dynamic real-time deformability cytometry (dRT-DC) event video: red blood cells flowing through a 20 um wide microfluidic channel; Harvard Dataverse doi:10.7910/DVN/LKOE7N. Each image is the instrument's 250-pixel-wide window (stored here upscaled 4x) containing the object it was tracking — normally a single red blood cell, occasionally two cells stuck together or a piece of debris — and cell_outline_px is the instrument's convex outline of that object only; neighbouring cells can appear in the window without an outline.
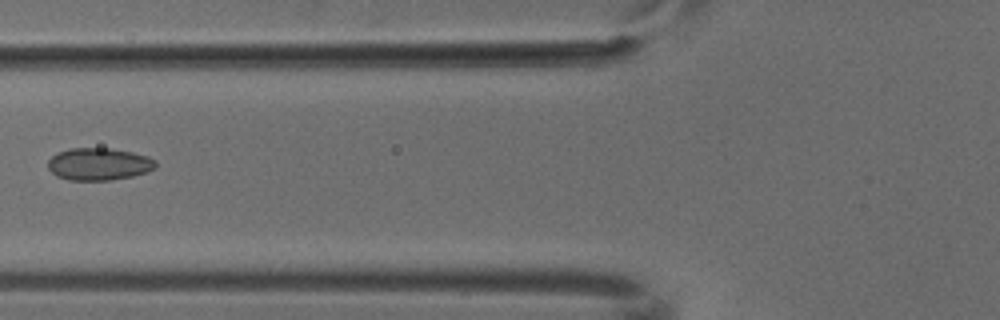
{"species": "common noctule bat (a hibernating species)", "species_latin": "Nyctalus noctula", "temperature_condition": "cold", "stored_images_in_passage": 6, "camera_frame_rate_fps": 3000, "um_per_image_px": 0.085, "animal": {"sex": "male", "body_mass_g": 18.8}, "frame": {"image": 1, "passage_image": 5, "time_ms": 1.333, "image_size_px": [1000, 320], "cell_outline_px": [[156, 168], [148, 172], [132, 176], [112, 180], [68, 180], [56, 176], [48, 168], [48, 160], [56, 152], [68, 148], [112, 148], [132, 152], [148, 156], [156, 160]], "centroid_in_image_um": [8.41, 13.94], "position_along_channel_um": 117.4, "area_um2": 20.58}}
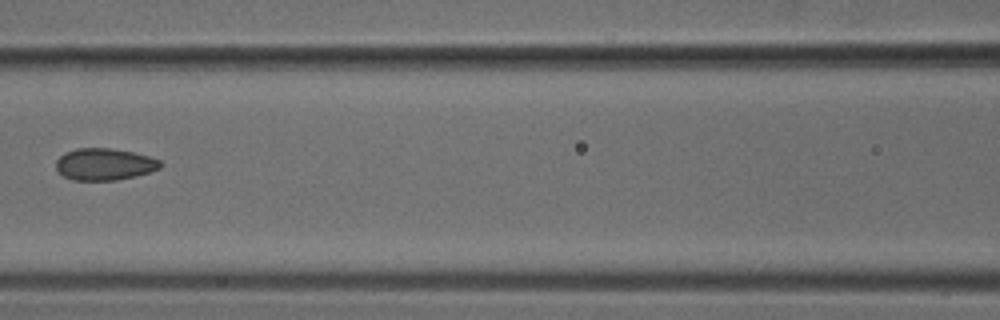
{"frame": {"image": 2, "passage_image": 6, "time_ms": 1.667, "image_size_px": [1000, 320], "cell_outline_px": [[164, 164], [160, 168], [136, 176], [116, 180], [72, 180], [64, 176], [56, 168], [56, 160], [60, 156], [76, 148], [108, 148], [132, 152], [148, 156], [160, 160]], "centroid_in_image_um": [8.89, 13.96], "position_along_channel_um": 157.7, "area_um2": 19.25}}